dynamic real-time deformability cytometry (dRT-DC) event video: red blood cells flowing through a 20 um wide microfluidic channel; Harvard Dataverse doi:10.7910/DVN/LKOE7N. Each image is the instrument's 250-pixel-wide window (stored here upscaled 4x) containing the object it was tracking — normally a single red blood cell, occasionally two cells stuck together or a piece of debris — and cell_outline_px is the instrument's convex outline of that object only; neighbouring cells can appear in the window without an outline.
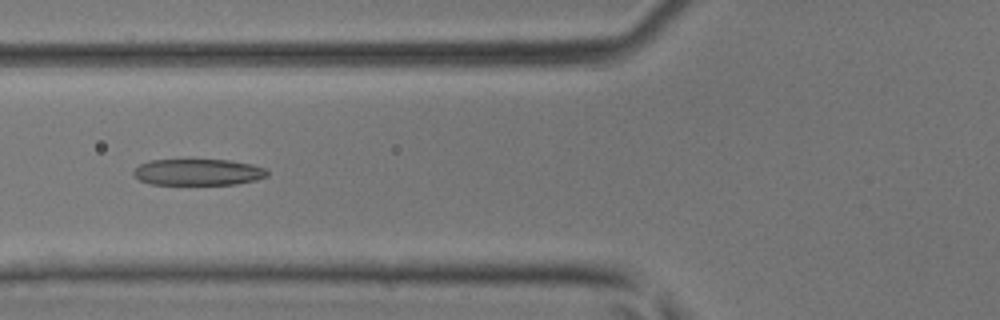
{"species": "common noctule bat (a hibernating species)", "species_latin": "Nyctalus noctula", "temperature_condition": "room temperature", "stored_images_in_passage": 46, "camera_frame_rate_fps": 3000, "um_per_image_px": 0.085, "animal": {"sex": "male", "body_mass_g": 17.9, "forearm_length_mm": 54.2}, "frame": {"image": 1, "passage_image": 18, "time_ms": 5.667, "image_size_px": [1000, 320], "cell_outline_px": [[268, 176], [256, 180], [236, 184], [152, 184], [140, 180], [132, 176], [132, 172], [140, 164], [148, 160], [228, 160], [252, 164], [264, 168], [268, 172]], "centroid_in_image_um": [16.82, 14.63], "position_along_channel_um": 109.0, "area_um2": 20.52}}
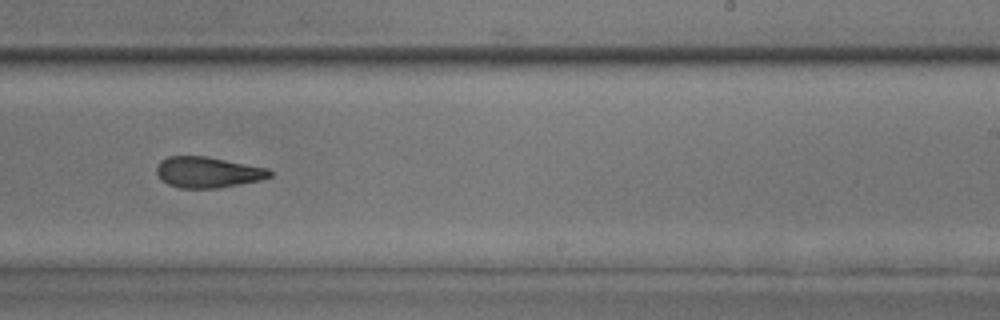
{"frame": {"image": 2, "passage_image": 29, "time_ms": 9.333, "image_size_px": [1000, 320], "cell_outline_px": [[272, 176], [260, 180], [216, 188], [180, 188], [168, 184], [160, 180], [156, 172], [156, 168], [160, 160], [168, 156], [208, 156], [268, 168], [272, 172]], "centroid_in_image_um": [17.64, 14.63], "position_along_channel_um": 271.4, "area_um2": 20.46}}
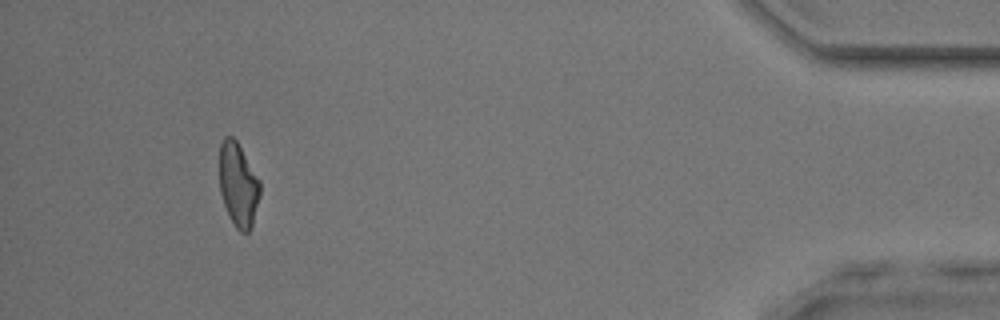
{"frame": {"image": 3, "passage_image": 43, "time_ms": 14.0, "image_size_px": [1000, 320], "cell_outline_px": [[260, 196], [252, 228], [248, 232], [240, 232], [236, 228], [228, 216], [220, 192], [220, 144], [224, 136], [232, 136], [236, 140], [260, 180]], "centroid_in_image_um": [20.26, 15.73], "position_along_channel_um": 414.9, "area_um2": 19.94}}